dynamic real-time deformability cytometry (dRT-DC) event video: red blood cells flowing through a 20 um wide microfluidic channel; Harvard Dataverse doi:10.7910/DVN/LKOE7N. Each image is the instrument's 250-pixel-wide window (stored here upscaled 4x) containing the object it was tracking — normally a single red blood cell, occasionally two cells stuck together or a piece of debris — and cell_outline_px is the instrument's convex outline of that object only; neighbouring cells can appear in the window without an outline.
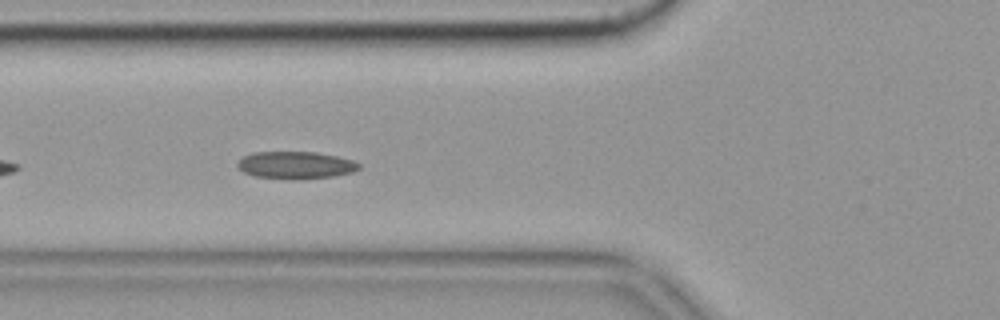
{"species": "common noctule bat (a hibernating species)", "species_latin": "Nyctalus noctula", "temperature_condition": "cold", "stored_images_in_passage": 33, "camera_frame_rate_fps": 3000, "um_per_image_px": 0.085, "animal": {"sex": "female", "body_mass_g": 19.9}, "frame": {"image": 1, "passage_image": 6, "time_ms": 1.667, "image_size_px": [1000, 320], "cell_outline_px": [[360, 168], [352, 172], [336, 176], [300, 180], [292, 180], [256, 176], [244, 172], [236, 164], [244, 156], [252, 152], [316, 152], [336, 156], [352, 160], [360, 164]], "centroid_in_image_um": [25.15, 14.05], "position_along_channel_um": 100.6, "area_um2": 19.42}, "authors_computed_cell_mechanics": {"area_um2": 18.6694, "velocity_mm_per_s": 3.5041, "shape_relaxation_time_tau1_ms": null, "shape_relaxation_time_tau2_ms": 2.639, "deformation_change_tau1": null, "deformation_change_tau2": 0.0814}}